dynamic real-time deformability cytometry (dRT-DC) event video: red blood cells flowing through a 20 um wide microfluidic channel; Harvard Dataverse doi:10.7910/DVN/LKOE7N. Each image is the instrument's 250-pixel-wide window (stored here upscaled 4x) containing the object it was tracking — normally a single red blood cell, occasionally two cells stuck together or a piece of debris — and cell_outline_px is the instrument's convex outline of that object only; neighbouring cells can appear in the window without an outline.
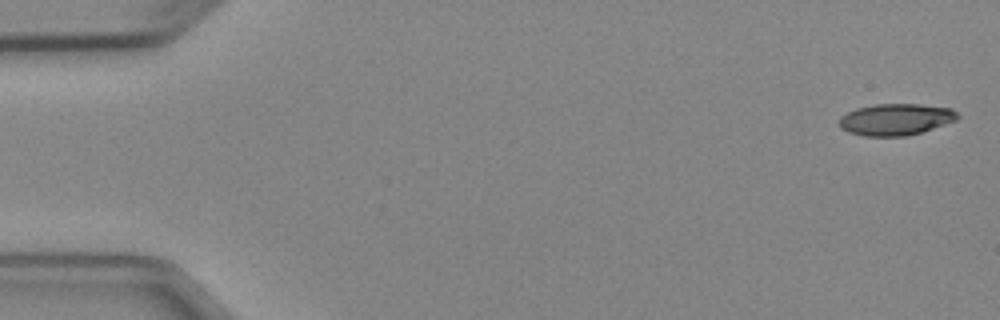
{"species": "Egyptian fruit bat (a non-hibernating species)", "species_latin": "Rousettus aegyptiacus", "temperature_condition": "cold", "stored_images_in_passage": 4, "camera_frame_rate_fps": 3000, "um_per_image_px": 0.085, "animal": {"sex": "female"}, "frame": {"image": 1, "passage_image": 1, "time_ms": 0.0, "image_size_px": [1000, 320], "cell_outline_px": [[960, 116], [956, 120], [920, 132], [904, 136], [864, 136], [848, 132], [840, 128], [840, 116], [856, 108], [876, 104], [920, 104], [952, 108]], "centroid_in_image_um": [76.12, 10.14], "position_along_channel_um": 8.9, "area_um2": 21.68}}
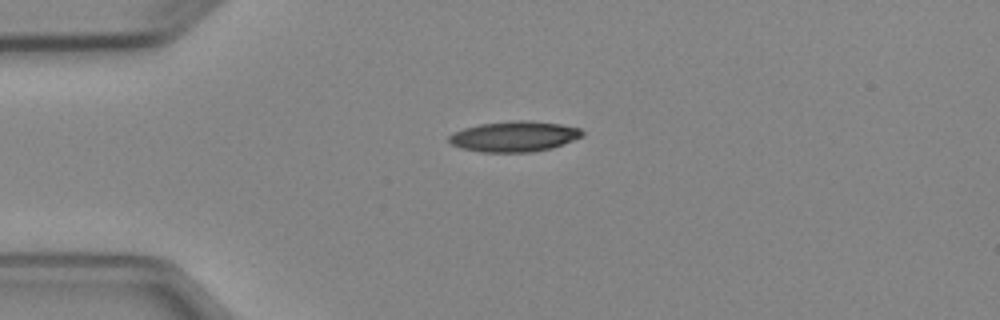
{"frame": {"image": 2, "passage_image": 4, "time_ms": 3.667, "image_size_px": [1000, 320], "cell_outline_px": [[584, 136], [552, 148], [532, 152], [484, 152], [460, 148], [452, 144], [448, 140], [448, 136], [452, 132], [464, 128], [480, 124], [512, 120], [528, 120], [560, 124], [580, 128], [584, 132]], "centroid_in_image_um": [43.71, 11.59], "position_along_channel_um": 41.3, "area_um2": 23.81}}